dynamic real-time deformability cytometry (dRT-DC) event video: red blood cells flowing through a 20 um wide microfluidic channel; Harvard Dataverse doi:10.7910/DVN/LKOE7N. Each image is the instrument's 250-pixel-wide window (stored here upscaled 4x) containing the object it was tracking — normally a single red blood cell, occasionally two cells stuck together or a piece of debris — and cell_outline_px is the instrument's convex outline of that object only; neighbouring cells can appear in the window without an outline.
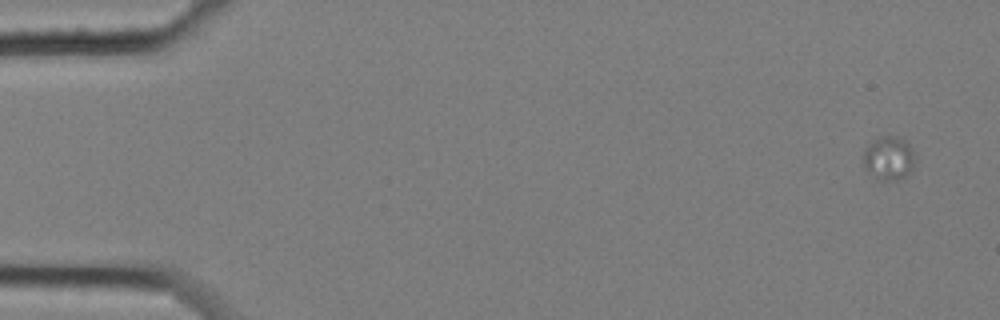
{"species": "common noctule bat (a hibernating species)", "species_latin": "Nyctalus noctula", "temperature_condition": "cold", "stored_images_in_passage": 22, "camera_frame_rate_fps": 3000, "um_per_image_px": 0.085, "animal": {"sex": "female", "body_mass_g": 25.1}, "frame": {"image": 1, "passage_image": 1, "time_ms": 0.0, "image_size_px": [1000, 320], "cell_outline_px": [[916, 160], [912, 168], [904, 176], [896, 180], [876, 180], [864, 168], [864, 152], [868, 144], [872, 140], [880, 136], [896, 136], [908, 140], [916, 156]], "centroid_in_image_um": [75.56, 13.42], "position_along_channel_um": 9.4, "area_um2": 13.47}}